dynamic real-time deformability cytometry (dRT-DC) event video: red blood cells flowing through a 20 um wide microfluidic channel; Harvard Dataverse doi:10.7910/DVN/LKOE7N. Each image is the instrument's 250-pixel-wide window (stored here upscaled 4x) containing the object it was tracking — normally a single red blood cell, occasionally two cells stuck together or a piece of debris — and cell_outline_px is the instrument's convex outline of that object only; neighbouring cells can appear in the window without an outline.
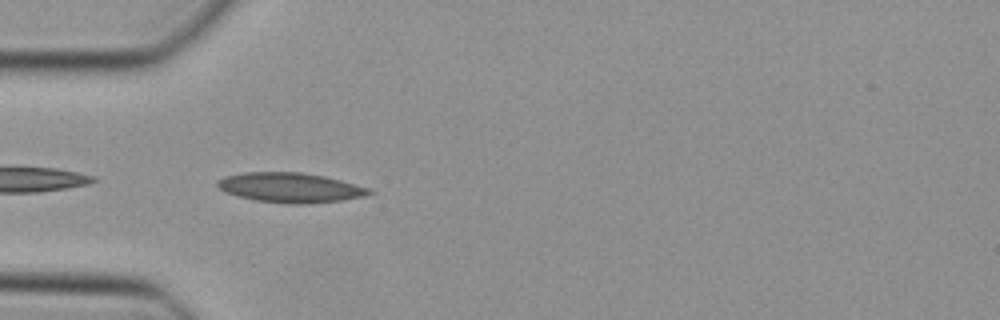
{"species": "Egyptian fruit bat (a non-hibernating species)", "species_latin": "Rousettus aegyptiacus", "temperature_condition": "cold", "stored_images_in_passage": 29, "camera_frame_rate_fps": 3000, "um_per_image_px": 0.085, "animal": {"sex": "female"}, "frame": {"image": 1, "passage_image": 1, "time_ms": 0.0, "image_size_px": [1000, 320], "cell_outline_px": [[376, 192], [364, 196], [340, 200], [304, 204], [292, 204], [256, 200], [224, 192], [216, 184], [224, 176], [244, 172], [300, 172], [324, 176], [340, 180], [368, 188]], "centroid_in_image_um": [24.67, 15.94], "position_along_channel_um": 60.3, "area_um2": 26.01}}
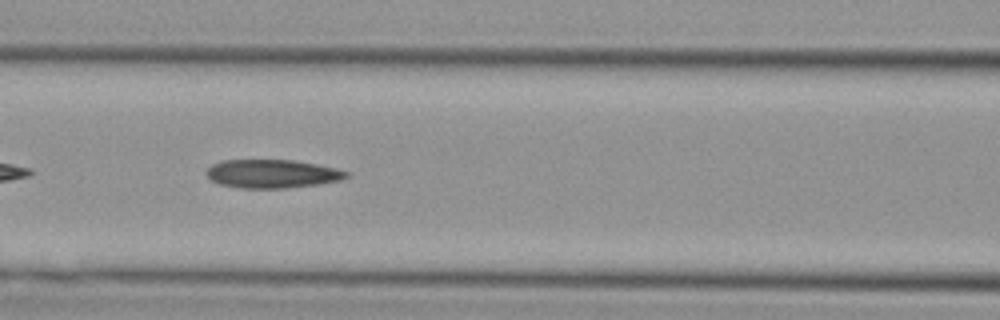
{"frame": {"image": 2, "passage_image": 7, "time_ms": 2.0, "image_size_px": [1000, 320], "cell_outline_px": [[352, 172], [348, 176], [340, 180], [316, 184], [284, 188], [240, 188], [220, 184], [212, 180], [204, 172], [212, 164], [220, 160], [292, 160], [316, 164], [336, 168]], "centroid_in_image_um": [23.12, 14.76], "position_along_channel_um": 143.5, "area_um2": 23.18}}
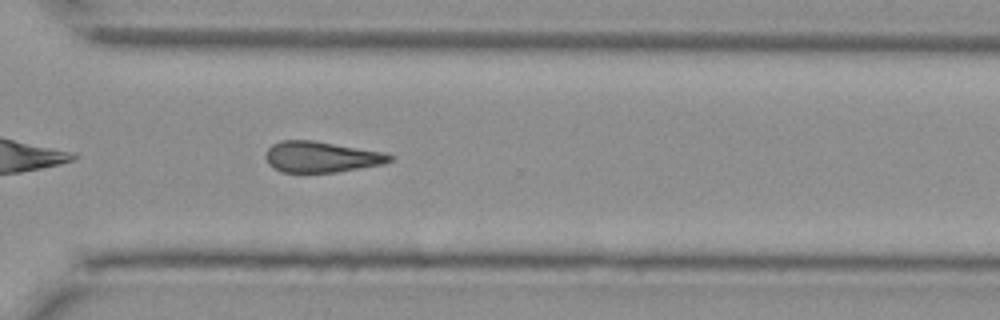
{"frame": {"image": 3, "passage_image": 21, "time_ms": 6.667, "image_size_px": [1000, 320], "cell_outline_px": [[396, 156], [392, 160], [384, 164], [336, 172], [280, 172], [268, 164], [264, 156], [264, 152], [272, 144], [280, 140], [312, 140], [384, 152]], "centroid_in_image_um": [27.29, 13.33], "position_along_channel_um": 343.3, "area_um2": 22.54}}